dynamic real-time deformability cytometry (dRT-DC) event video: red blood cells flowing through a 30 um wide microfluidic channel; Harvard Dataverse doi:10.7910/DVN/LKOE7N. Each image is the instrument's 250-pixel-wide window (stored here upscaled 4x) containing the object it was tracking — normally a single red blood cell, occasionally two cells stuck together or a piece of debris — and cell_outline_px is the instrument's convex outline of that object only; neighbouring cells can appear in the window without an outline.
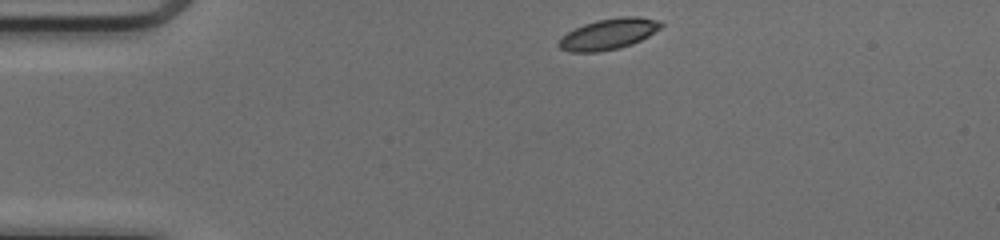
{"species": "common noctule bat (a hibernating species)", "species_latin": "Nyctalus noctula", "temperature_condition": "cold", "stored_images_in_passage": 41, "camera_frame_rate_fps": 3000, "um_per_image_px": 0.085, "animal": {"sex": "female", "body_mass_g": 17.0, "forearm_length_mm": 48.0}, "frame": {"image": 1, "passage_image": 1, "time_ms": 0.0, "image_size_px": [1000, 240], "cell_outline_px": [[664, 24], [660, 28], [648, 36], [632, 44], [620, 48], [596, 52], [568, 52], [560, 48], [556, 44], [568, 32], [584, 24], [596, 20], [620, 16], [640, 16], [660, 20]], "centroid_in_image_um": [51.75, 2.88], "position_along_channel_um": 33.2, "area_um2": 18.44}}
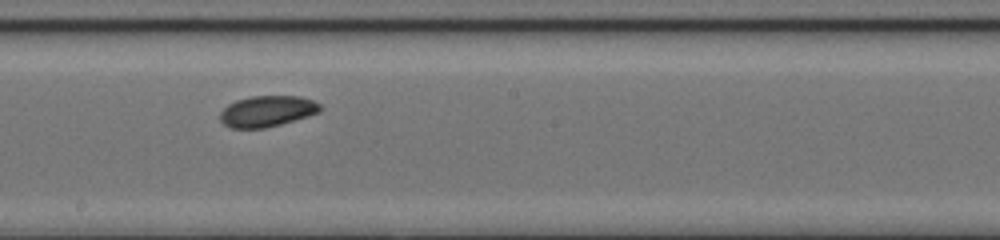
{"frame": {"image": 2, "passage_image": 19, "time_ms": 6.0, "image_size_px": [1000, 240], "cell_outline_px": [[320, 112], [308, 116], [280, 124], [264, 128], [232, 128], [224, 124], [220, 120], [220, 112], [228, 104], [236, 100], [252, 96], [300, 96], [312, 100], [320, 104]], "centroid_in_image_um": [22.69, 9.45], "position_along_channel_um": 225.5, "area_um2": 17.98}}
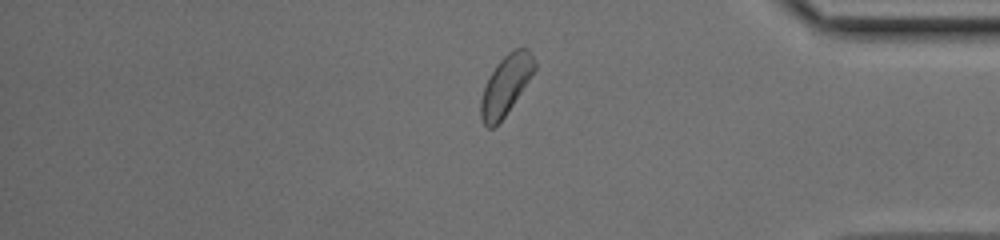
{"frame": {"image": 3, "passage_image": 33, "time_ms": 10.667, "image_size_px": [1000, 240], "cell_outline_px": [[536, 68], [504, 116], [492, 128], [488, 128], [484, 124], [480, 116], [480, 100], [484, 88], [496, 64], [508, 52], [516, 48], [528, 48], [536, 64]], "centroid_in_image_um": [42.98, 7.21], "position_along_channel_um": 392.2, "area_um2": 18.03}, "authors_computed_cell_mechanics": {"area_um2": 18.1492, "velocity_mm_per_s": 4.0883, "shape_relaxation_time_tau1_ms": 2.5978, "shape_relaxation_time_tau2_ms": null, "deformation_change_tau1": 0.0648, "deformation_change_tau2": null}}